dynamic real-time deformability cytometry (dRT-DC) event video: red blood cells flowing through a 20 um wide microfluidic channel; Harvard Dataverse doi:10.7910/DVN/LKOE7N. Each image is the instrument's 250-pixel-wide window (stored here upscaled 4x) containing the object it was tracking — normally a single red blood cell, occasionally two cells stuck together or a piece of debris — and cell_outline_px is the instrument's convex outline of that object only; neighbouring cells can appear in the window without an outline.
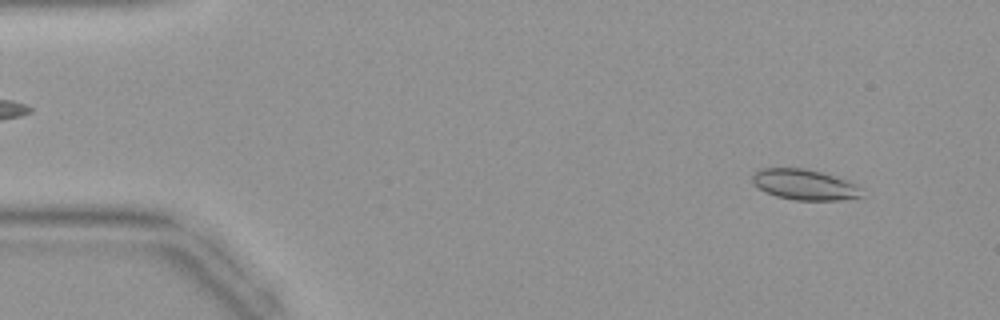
{"species": "common noctule bat (a hibernating species)", "species_latin": "Nyctalus noctula", "temperature_condition": "warm", "stored_images_in_passage": 42, "camera_frame_rate_fps": 3000, "um_per_image_px": 0.085, "animal": {"sex": "female", "body_mass_g": 19.9}, "frame": {"image": 1, "passage_image": 3, "time_ms": 0.667, "image_size_px": [1000, 320], "cell_outline_px": [[864, 196], [840, 200], [796, 200], [776, 196], [764, 192], [752, 180], [752, 176], [760, 168], [804, 168], [836, 176], [848, 180], [864, 188]], "centroid_in_image_um": [68.46, 15.7], "position_along_channel_um": 16.5, "area_um2": 19.65}}
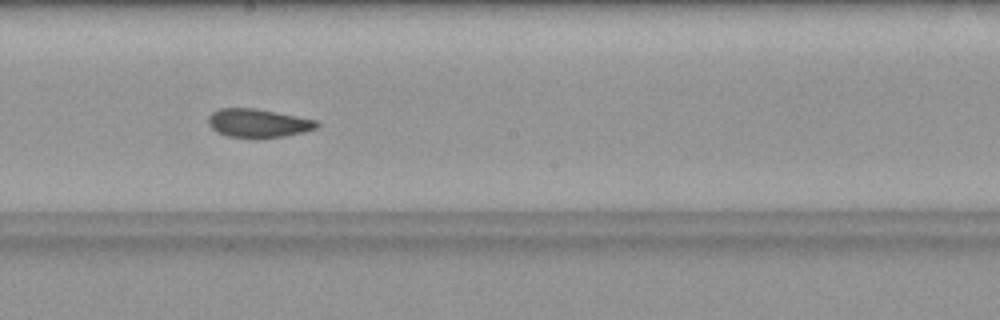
{"frame": {"image": 2, "passage_image": 23, "time_ms": 7.333, "image_size_px": [1000, 320], "cell_outline_px": [[320, 124], [316, 128], [304, 132], [284, 136], [256, 140], [228, 136], [216, 132], [208, 124], [208, 116], [212, 112], [220, 108], [252, 108], [276, 112], [316, 120]], "centroid_in_image_um": [21.91, 10.49], "position_along_channel_um": 226.3, "area_um2": 18.38}}
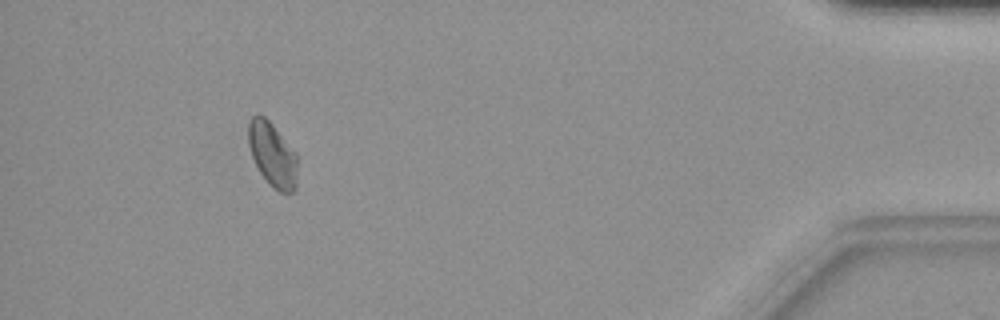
{"frame": {"image": 3, "passage_image": 39, "time_ms": 12.667, "image_size_px": [1000, 320], "cell_outline_px": [[296, 188], [292, 192], [280, 192], [272, 188], [260, 172], [252, 156], [248, 144], [248, 120], [252, 116], [264, 116], [272, 124], [296, 152]], "centroid_in_image_um": [23.15, 13.14], "position_along_channel_um": 412.1, "area_um2": 18.21}}